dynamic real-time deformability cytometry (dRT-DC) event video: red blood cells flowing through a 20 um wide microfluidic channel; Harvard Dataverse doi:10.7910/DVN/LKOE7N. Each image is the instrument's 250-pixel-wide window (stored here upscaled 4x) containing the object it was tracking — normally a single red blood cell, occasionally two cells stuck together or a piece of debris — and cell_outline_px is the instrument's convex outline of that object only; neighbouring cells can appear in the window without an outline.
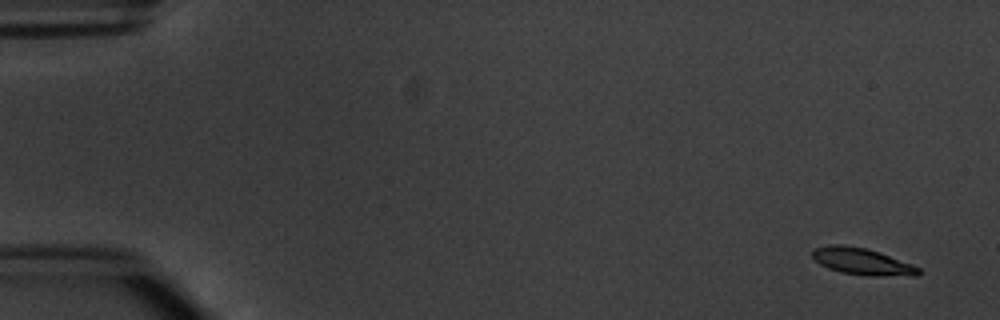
{"species": "common noctule bat (a hibernating species)", "species_latin": "Nyctalus noctula", "temperature_condition": "warm", "stored_images_in_passage": 6, "segment_of_instrument_passage": [1, 2], "camera_frame_rate_fps": 3000, "um_per_image_px": 0.085, "animal": {"sex": "male", "body_mass_g": 20.1, "forearm_length_mm": 53.5}, "frame": {"image": 1, "passage_image": 1, "time_ms": 0.0, "image_size_px": [1000, 320], "cell_outline_px": [[920, 276], [864, 276], [840, 272], [828, 268], [820, 264], [812, 256], [812, 252], [816, 248], [828, 244], [844, 244], [864, 248], [880, 252], [912, 264], [920, 268]], "centroid_in_image_um": [73.31, 22.24], "position_along_channel_um": 11.7, "area_um2": 16.76}}
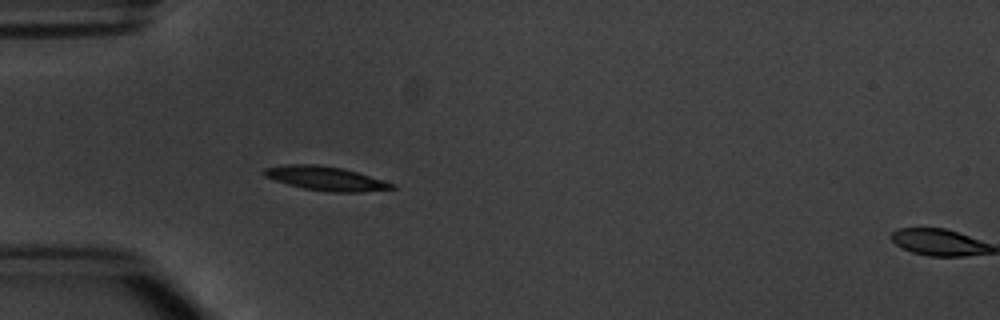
{"frame": {"image": 2, "passage_image": 5, "time_ms": 4.667, "image_size_px": [1000, 320], "cell_outline_px": [[396, 188], [360, 192], [328, 192], [304, 188], [288, 184], [264, 176], [260, 172], [264, 168], [284, 164], [320, 164], [344, 168], [396, 184]], "centroid_in_image_um": [27.67, 15.15], "position_along_channel_um": 57.3, "area_um2": 18.03}}